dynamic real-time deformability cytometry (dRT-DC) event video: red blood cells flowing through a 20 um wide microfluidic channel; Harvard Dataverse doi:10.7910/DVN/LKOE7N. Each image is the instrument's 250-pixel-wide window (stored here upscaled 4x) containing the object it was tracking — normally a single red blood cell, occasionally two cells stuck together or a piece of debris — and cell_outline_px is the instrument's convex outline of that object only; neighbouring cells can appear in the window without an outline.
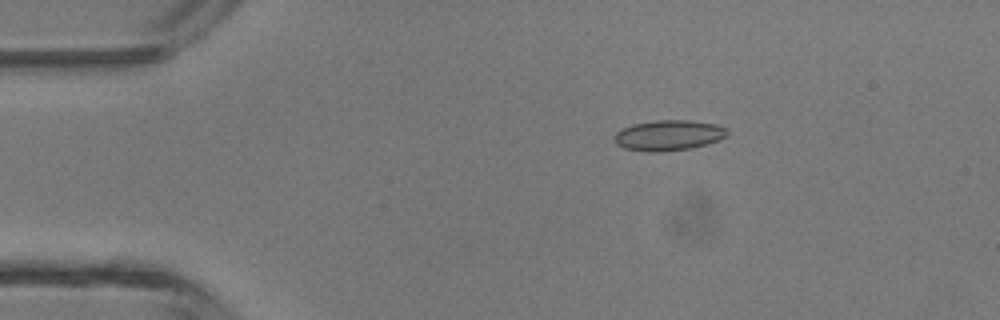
{"species": "common noctule bat (a hibernating species)", "species_latin": "Nyctalus noctula", "temperature_condition": "room temperature", "stored_images_in_passage": 3, "camera_frame_rate_fps": 3000, "um_per_image_px": 0.085, "animal": {"sex": "male", "body_mass_g": 13.3}, "frame": {"image": 1, "passage_image": 2, "time_ms": 2.0, "image_size_px": [1000, 320], "cell_outline_px": [[728, 136], [720, 140], [692, 148], [660, 152], [648, 152], [624, 148], [616, 144], [612, 136], [620, 128], [632, 124], [656, 120], [688, 120], [716, 124], [728, 128]], "centroid_in_image_um": [56.82, 11.5], "position_along_channel_um": 28.2, "area_um2": 20.4}}